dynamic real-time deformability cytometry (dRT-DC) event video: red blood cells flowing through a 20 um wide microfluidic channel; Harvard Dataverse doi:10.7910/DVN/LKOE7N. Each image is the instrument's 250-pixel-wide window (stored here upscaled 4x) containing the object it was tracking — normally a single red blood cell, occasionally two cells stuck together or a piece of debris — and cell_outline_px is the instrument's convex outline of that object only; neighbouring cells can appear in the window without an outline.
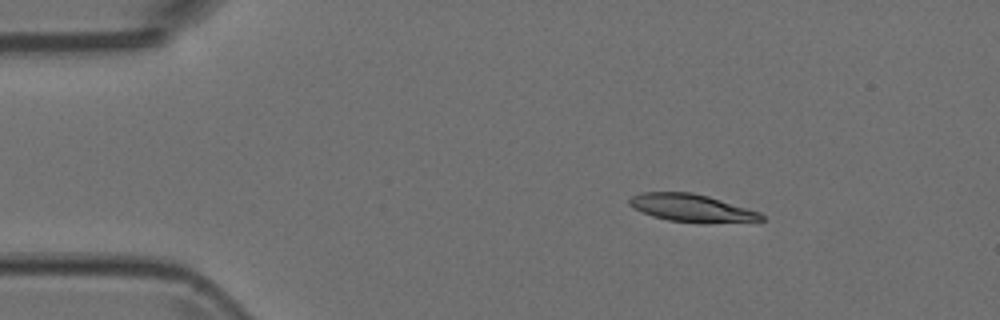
{"species": "Egyptian fruit bat (a non-hibernating species)", "species_latin": "Rousettus aegyptiacus", "temperature_condition": "room temperature", "stored_images_in_passage": 4, "camera_frame_rate_fps": 3000, "um_per_image_px": 0.085, "animal": {"sex": "female"}, "frame": {"image": 1, "passage_image": 2, "time_ms": 0.333, "image_size_px": [1000, 320], "cell_outline_px": [[764, 220], [704, 224], [668, 220], [652, 216], [632, 208], [628, 204], [628, 200], [632, 196], [644, 192], [692, 192], [708, 196], [760, 212], [764, 216]], "centroid_in_image_um": [58.78, 17.69], "position_along_channel_um": 26.2, "area_um2": 21.39}}